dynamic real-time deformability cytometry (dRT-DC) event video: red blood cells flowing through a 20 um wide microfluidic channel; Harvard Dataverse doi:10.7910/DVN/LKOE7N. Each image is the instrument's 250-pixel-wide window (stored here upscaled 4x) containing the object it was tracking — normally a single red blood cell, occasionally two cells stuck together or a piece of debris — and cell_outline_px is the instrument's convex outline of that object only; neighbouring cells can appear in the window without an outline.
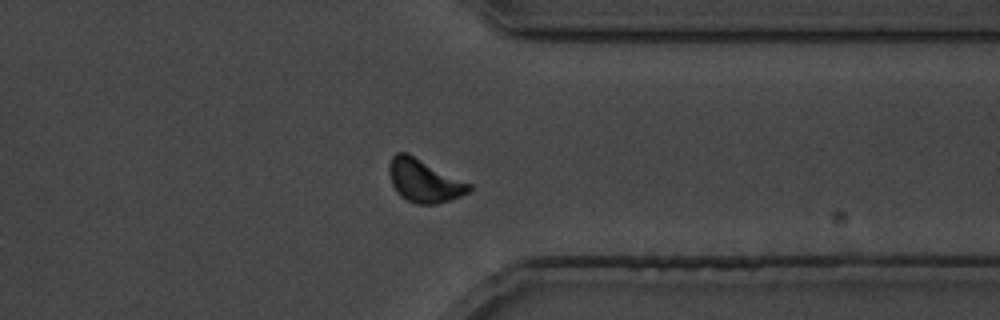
{"species": "common noctule bat (a hibernating species)", "species_latin": "Nyctalus noctula", "temperature_condition": "cold", "stored_images_in_passage": 29, "camera_frame_rate_fps": 3000, "um_per_image_px": 0.085, "animal": {"sex": "male", "body_mass_g": 19.5, "forearm_length_mm": 54.6}, "frame": {"image": 1, "passage_image": 21, "time_ms": 24.667, "image_size_px": [1000, 320], "cell_outline_px": [[472, 192], [436, 204], [416, 204], [400, 196], [392, 184], [388, 172], [388, 164], [392, 156], [396, 152], [408, 152], [472, 184]], "centroid_in_image_um": [36.05, 15.34], "position_along_channel_um": 375.3, "area_um2": 20.29}}